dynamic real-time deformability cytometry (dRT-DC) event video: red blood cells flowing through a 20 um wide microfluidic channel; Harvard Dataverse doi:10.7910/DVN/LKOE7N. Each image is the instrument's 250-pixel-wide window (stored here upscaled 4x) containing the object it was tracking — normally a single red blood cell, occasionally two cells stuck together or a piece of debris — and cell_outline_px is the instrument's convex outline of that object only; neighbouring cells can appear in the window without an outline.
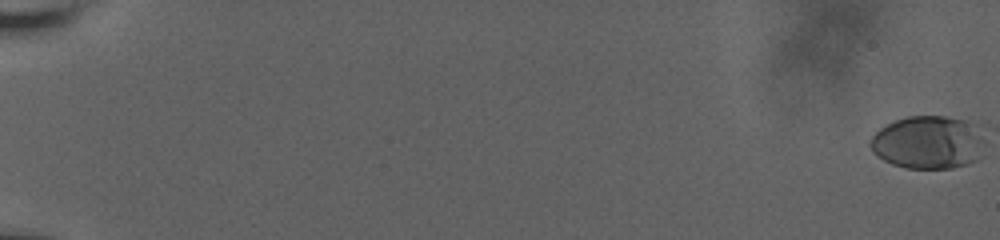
{"species": "human", "species_latin": "Homo sapiens", "temperature_condition": "room temperature", "stored_images_in_passage": 62, "camera_frame_rate_fps": 3000, "um_per_image_px": 0.085, "donor": {"sex": "male"}, "frame": {"image": 1, "passage_image": 1, "time_ms": 0.0, "image_size_px": [1000, 240], "cell_outline_px": [[984, 140], [976, 160], [968, 164], [952, 168], [908, 168], [892, 164], [876, 156], [872, 152], [868, 144], [868, 140], [880, 128], [896, 120], [908, 116], [944, 116], [964, 120], [972, 124]], "centroid_in_image_um": [78.82, 12.11], "position_along_channel_um": 6.2, "area_um2": 35.14}}
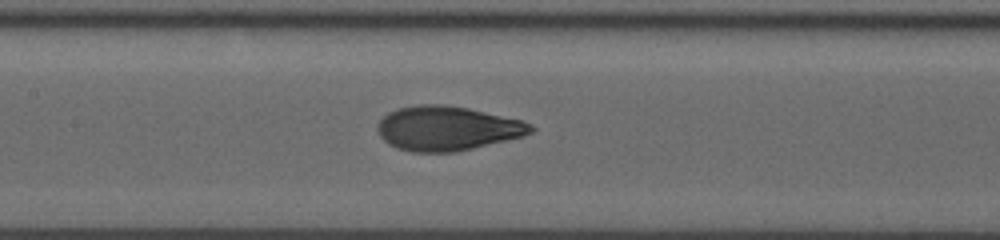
{"frame": {"image": 2, "passage_image": 34, "time_ms": 11.0, "image_size_px": [1000, 240], "cell_outline_px": [[536, 128], [532, 132], [524, 136], [456, 152], [412, 152], [396, 148], [388, 144], [380, 136], [376, 128], [376, 124], [388, 112], [396, 108], [420, 104], [444, 104], [468, 108], [524, 120], [532, 124]], "centroid_in_image_um": [38.01, 10.9], "position_along_channel_um": 169.4, "area_um2": 40.06}}
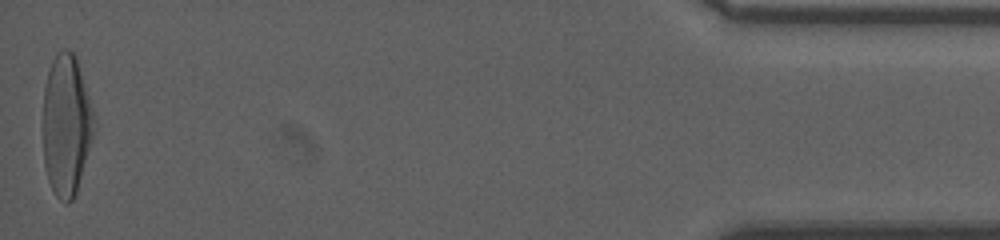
{"frame": {"image": 3, "passage_image": 62, "time_ms": 20.333, "image_size_px": [1000, 240], "cell_outline_px": [[96, 124], [76, 192], [72, 200], [68, 204], [64, 204], [56, 196], [48, 180], [44, 164], [44, 88], [48, 72], [52, 60], [56, 52], [64, 48], [68, 48], [76, 52], [92, 108]], "centroid_in_image_um": [5.64, 10.57], "position_along_channel_um": 429.6, "area_um2": 42.02}, "authors_computed_cell_mechanics": {"area_um2": 38.0035, "velocity_mm_per_s": 3.6654, "shape_relaxation_time_tau1_ms": 4.9752, "shape_relaxation_time_tau2_ms": 0.775, "deformation_change_tau1": 0.2235, "deformation_change_tau2": 0.0693}}